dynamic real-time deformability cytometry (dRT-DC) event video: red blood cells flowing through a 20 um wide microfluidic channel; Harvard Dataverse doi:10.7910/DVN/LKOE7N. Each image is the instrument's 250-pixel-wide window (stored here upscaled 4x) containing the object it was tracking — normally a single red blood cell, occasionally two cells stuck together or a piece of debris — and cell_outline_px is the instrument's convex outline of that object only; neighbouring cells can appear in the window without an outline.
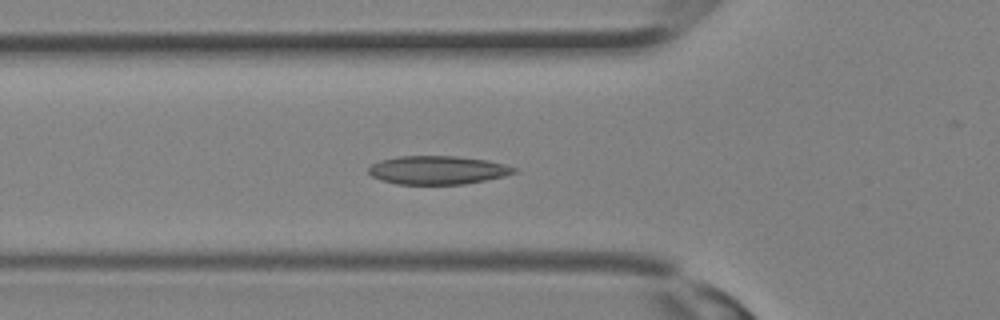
{"species": "Egyptian fruit bat (a non-hibernating species)", "species_latin": "Rousettus aegyptiacus", "temperature_condition": "room temperature", "stored_images_in_passage": 27, "camera_frame_rate_fps": 3000, "um_per_image_px": 0.085, "animal": {"sex": "female"}, "frame": {"image": 1, "passage_image": 7, "time_ms": 2.0, "image_size_px": [1000, 320], "cell_outline_px": [[516, 172], [504, 176], [464, 184], [396, 184], [380, 180], [372, 176], [368, 172], [368, 168], [372, 164], [380, 160], [396, 156], [456, 156], [488, 160], [504, 164], [516, 168]], "centroid_in_image_um": [37.16, 14.45], "position_along_channel_um": 88.6, "area_um2": 24.16}}
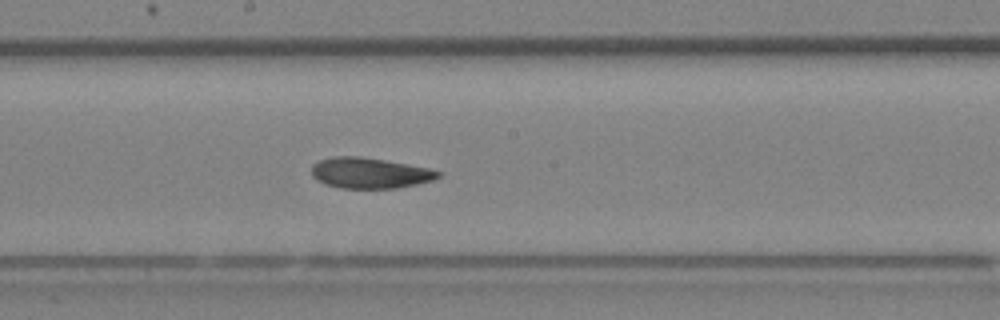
{"frame": {"image": 2, "passage_image": 13, "time_ms": 4.0, "image_size_px": [1000, 320], "cell_outline_px": [[444, 172], [436, 180], [396, 188], [340, 188], [324, 184], [312, 176], [312, 164], [320, 160], [332, 156], [360, 156], [408, 164], [428, 168]], "centroid_in_image_um": [31.45, 14.7], "position_along_channel_um": 216.8, "area_um2": 22.77}}
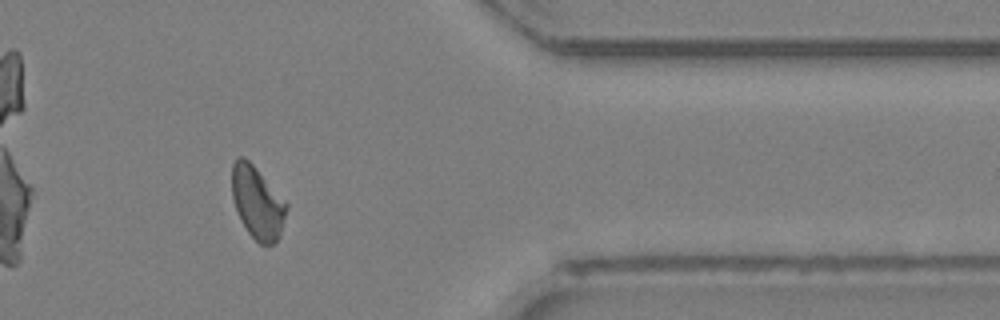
{"frame": {"image": 3, "passage_image": 22, "time_ms": 7.0, "image_size_px": [1000, 320], "cell_outline_px": [[288, 208], [280, 236], [272, 244], [260, 244], [248, 232], [240, 220], [232, 196], [232, 164], [236, 156], [244, 156], [256, 168], [288, 204]], "centroid_in_image_um": [21.87, 17.2], "position_along_channel_um": 389.5, "area_um2": 22.89}}